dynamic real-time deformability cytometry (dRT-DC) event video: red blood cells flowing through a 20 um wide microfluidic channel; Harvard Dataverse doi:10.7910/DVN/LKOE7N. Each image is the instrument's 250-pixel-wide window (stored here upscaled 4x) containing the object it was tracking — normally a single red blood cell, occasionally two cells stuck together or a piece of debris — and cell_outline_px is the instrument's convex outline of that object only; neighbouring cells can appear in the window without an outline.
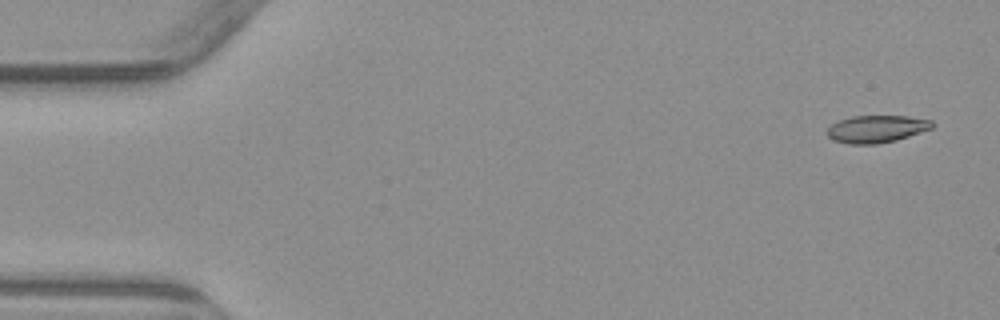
{"species": "common noctule bat (a hibernating species)", "species_latin": "Nyctalus noctula", "temperature_condition": "warm", "stored_images_in_passage": 5, "camera_frame_rate_fps": 3000, "um_per_image_px": 0.085, "animal": {"sex": "male", "body_mass_g": 23.1, "forearm_length_mm": 52.7}, "frame": {"image": 1, "passage_image": 1, "time_ms": 0.0, "image_size_px": [1000, 320], "cell_outline_px": [[936, 124], [932, 128], [896, 140], [876, 144], [848, 144], [832, 140], [828, 136], [828, 128], [832, 124], [840, 120], [852, 116], [908, 116], [932, 120]], "centroid_in_image_um": [74.52, 10.96], "position_along_channel_um": 10.5, "area_um2": 16.7}}
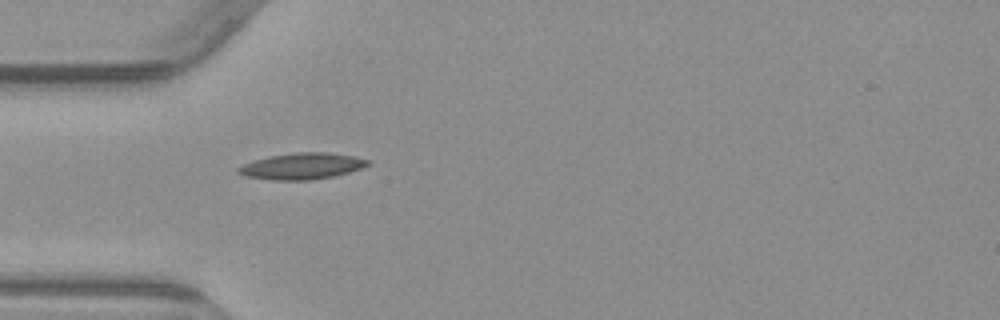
{"frame": {"image": 2, "passage_image": 5, "time_ms": 4.667, "image_size_px": [1000, 320], "cell_outline_px": [[372, 164], [336, 176], [312, 180], [272, 180], [244, 176], [236, 172], [236, 168], [244, 164], [268, 156], [296, 152], [328, 152], [352, 156], [372, 160]], "centroid_in_image_um": [25.68, 14.12], "position_along_channel_um": 59.3, "area_um2": 20.0}}